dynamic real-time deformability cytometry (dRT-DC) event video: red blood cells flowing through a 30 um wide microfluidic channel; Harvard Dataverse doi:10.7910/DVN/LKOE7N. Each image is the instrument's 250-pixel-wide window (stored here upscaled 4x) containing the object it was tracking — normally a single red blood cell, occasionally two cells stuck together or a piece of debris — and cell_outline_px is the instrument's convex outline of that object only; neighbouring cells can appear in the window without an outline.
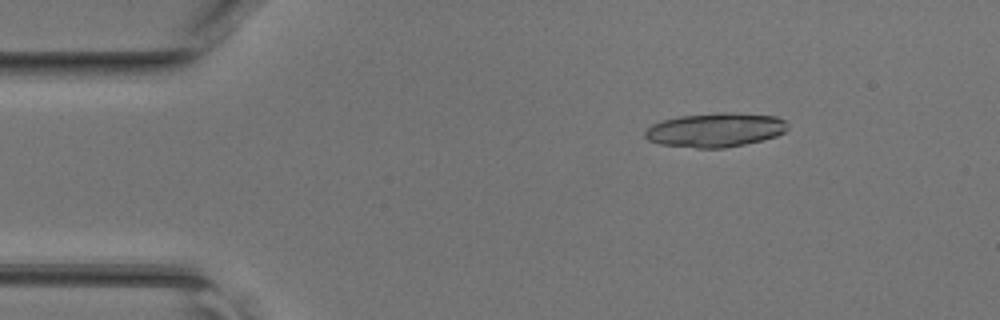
{"species": "common noctule bat (a hibernating species)", "species_latin": "Nyctalus noctula", "temperature_condition": "room temperature", "stored_images_in_passage": 41, "camera_frame_rate_fps": 3000, "um_per_image_px": 0.085, "animal": {"sex": "female", "body_mass_g": 17.0, "forearm_length_mm": 48.0}, "frame": {"image": 1, "passage_image": 3, "time_ms": 0.667, "image_size_px": [1000, 320], "cell_outline_px": [[788, 128], [784, 132], [776, 136], [744, 144], [724, 148], [696, 148], [660, 144], [648, 140], [644, 136], [644, 132], [652, 124], [664, 120], [680, 116], [720, 112], [728, 112], [776, 116], [784, 120]], "centroid_in_image_um": [60.79, 11.04], "position_along_channel_um": 24.2, "area_um2": 28.21}}
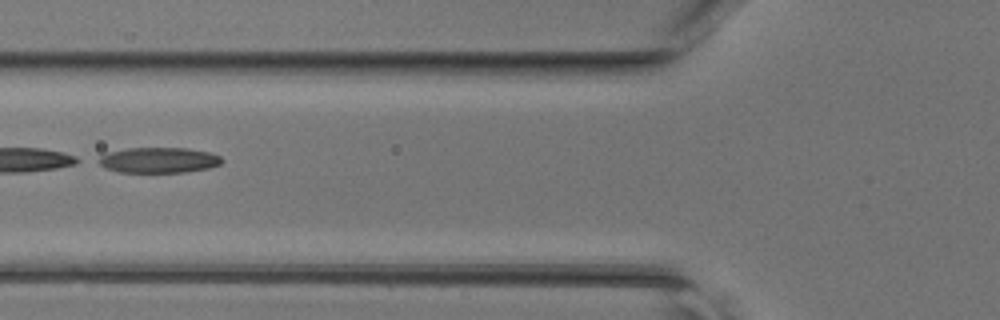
{"frame": {"image": 2, "passage_image": 14, "time_ms": 4.333, "image_size_px": [1000, 320], "cell_outline_px": [[224, 160], [220, 164], [208, 168], [184, 172], [120, 172], [104, 168], [92, 160], [108, 152], [128, 148], [188, 148], [212, 152], [220, 156]], "centroid_in_image_um": [13.45, 13.6], "position_along_channel_um": 112.4, "area_um2": 18.61}}
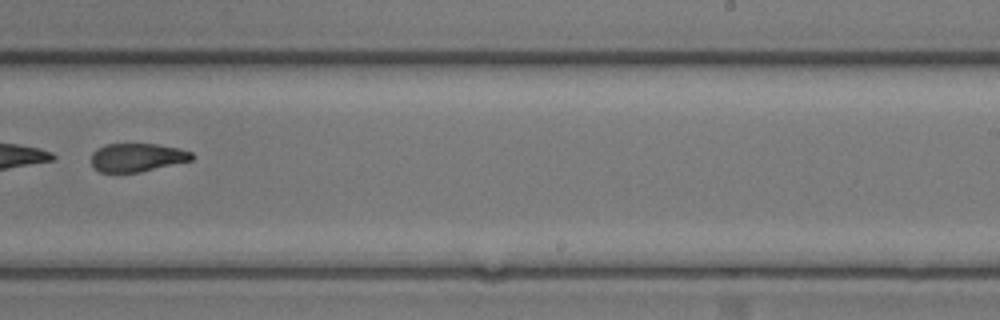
{"frame": {"image": 3, "passage_image": 25, "time_ms": 8.0, "image_size_px": [1000, 320], "cell_outline_px": [[192, 160], [140, 172], [100, 172], [92, 168], [92, 152], [96, 148], [104, 144], [156, 144], [180, 148], [192, 152]], "centroid_in_image_um": [11.62, 13.38], "position_along_channel_um": 277.4, "area_um2": 16.7}}